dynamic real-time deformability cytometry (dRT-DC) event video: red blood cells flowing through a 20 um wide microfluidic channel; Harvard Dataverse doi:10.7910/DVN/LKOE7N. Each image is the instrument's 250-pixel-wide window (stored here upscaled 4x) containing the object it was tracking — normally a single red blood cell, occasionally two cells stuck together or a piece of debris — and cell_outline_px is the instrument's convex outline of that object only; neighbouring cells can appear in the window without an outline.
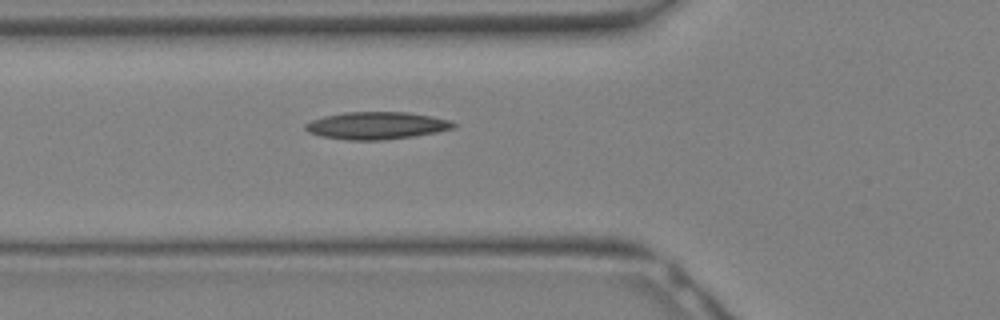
{"species": "Egyptian fruit bat (a non-hibernating species)", "species_latin": "Rousettus aegyptiacus", "temperature_condition": "warm", "stored_images_in_passage": 7, "camera_frame_rate_fps": 3000, "um_per_image_px": 0.085, "animal": {"sex": "female"}, "frame": {"image": 1, "passage_image": 3, "time_ms": 0.667, "image_size_px": [1000, 320], "cell_outline_px": [[456, 128], [436, 132], [412, 136], [380, 140], [348, 140], [320, 136], [308, 132], [304, 128], [304, 124], [312, 120], [324, 116], [344, 112], [408, 112], [432, 116], [448, 120], [456, 124]], "centroid_in_image_um": [31.99, 10.67], "position_along_channel_um": 93.8, "area_um2": 23.58}}
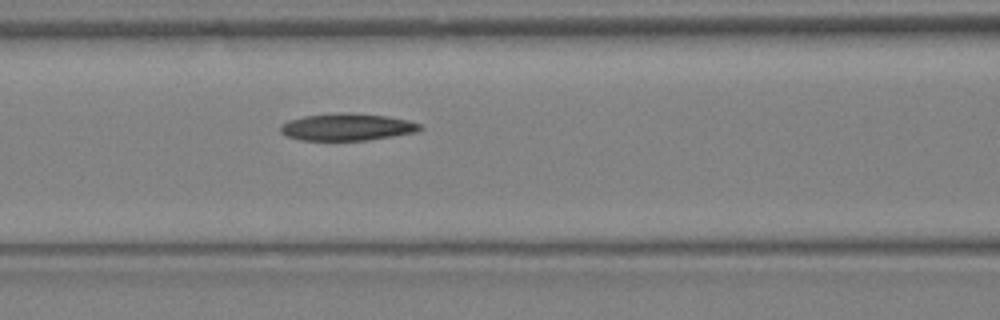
{"frame": {"image": 2, "passage_image": 5, "time_ms": 1.333, "image_size_px": [1000, 320], "cell_outline_px": [[424, 128], [416, 132], [368, 140], [300, 140], [284, 136], [280, 132], [280, 124], [288, 120], [304, 116], [336, 112], [348, 112], [388, 116], [408, 120], [420, 124]], "centroid_in_image_um": [29.46, 10.79], "position_along_channel_um": 137.1, "area_um2": 22.31}}
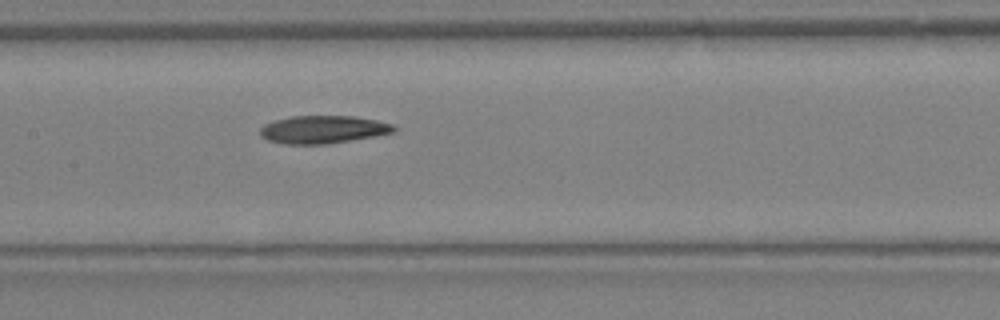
{"frame": {"image": 3, "passage_image": 7, "time_ms": 2.0, "image_size_px": [1000, 320], "cell_outline_px": [[396, 132], [376, 136], [324, 144], [284, 144], [268, 140], [260, 136], [260, 128], [264, 124], [276, 120], [292, 116], [352, 116], [376, 120], [392, 124], [396, 128]], "centroid_in_image_um": [27.46, 11.01], "position_along_channel_um": 179.9, "area_um2": 21.62}}